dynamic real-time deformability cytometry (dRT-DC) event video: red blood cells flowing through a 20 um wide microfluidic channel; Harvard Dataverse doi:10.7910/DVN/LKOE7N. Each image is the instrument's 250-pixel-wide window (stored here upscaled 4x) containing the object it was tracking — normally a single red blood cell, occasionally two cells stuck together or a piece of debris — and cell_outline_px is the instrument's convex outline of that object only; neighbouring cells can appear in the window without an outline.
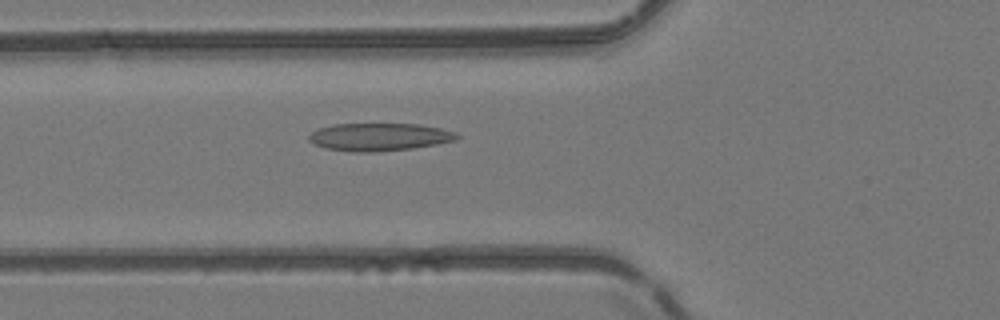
{"species": "common noctule bat (a hibernating species)", "species_latin": "Nyctalus noctula", "temperature_condition": "room temperature", "stored_images_in_passage": 37, "camera_frame_rate_fps": 3000, "um_per_image_px": 0.085, "animal": {"sex": "female", "body_mass_g": 24.6, "forearm_length_mm": 56.2}, "frame": {"image": 1, "passage_image": 5, "time_ms": 1.333, "image_size_px": [1000, 320], "cell_outline_px": [[460, 136], [456, 140], [436, 144], [412, 148], [376, 152], [352, 152], [324, 148], [312, 144], [308, 140], [308, 136], [312, 132], [320, 128], [332, 124], [420, 124], [440, 128], [456, 132]], "centroid_in_image_um": [32.21, 11.64], "position_along_channel_um": 93.6, "area_um2": 24.04}}
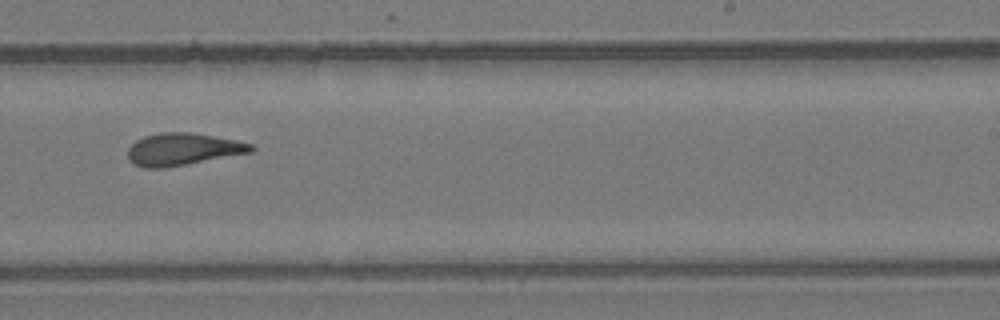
{"frame": {"image": 2, "passage_image": 18, "time_ms": 5.667, "image_size_px": [1000, 320], "cell_outline_px": [[256, 148], [252, 152], [164, 168], [144, 168], [132, 164], [128, 160], [128, 148], [136, 140], [144, 136], [160, 132], [188, 132], [236, 140], [252, 144]], "centroid_in_image_um": [15.5, 12.69], "position_along_channel_um": 273.5, "area_um2": 23.12}}
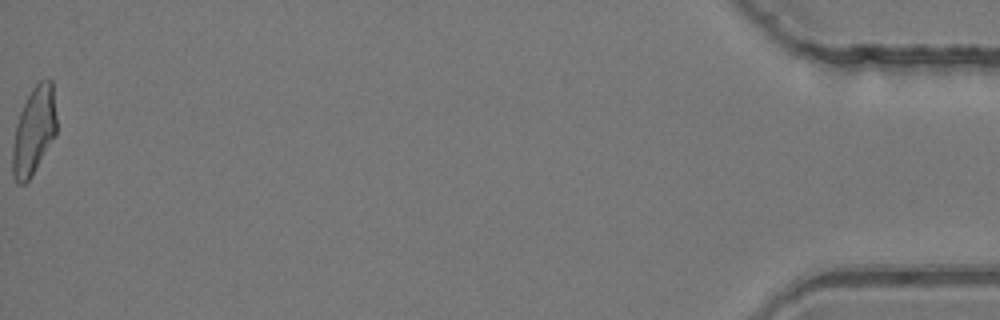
{"frame": {"image": 3, "passage_image": 37, "time_ms": 12.0, "image_size_px": [1000, 320], "cell_outline_px": [[56, 136], [28, 180], [24, 184], [16, 184], [12, 176], [12, 148], [16, 124], [20, 112], [32, 88], [44, 76], [48, 76], [52, 80], [56, 116]], "centroid_in_image_um": [2.88, 11.1], "position_along_channel_um": 432.3, "area_um2": 22.66}, "authors_computed_cell_mechanics": {"area_um2": 22.6576, "velocity_mm_per_s": 4.1481, "shape_relaxation_time_tau1_ms": null, "shape_relaxation_time_tau2_ms": 2.2106, "deformation_change_tau1": null, "deformation_change_tau2": 0.1136}}